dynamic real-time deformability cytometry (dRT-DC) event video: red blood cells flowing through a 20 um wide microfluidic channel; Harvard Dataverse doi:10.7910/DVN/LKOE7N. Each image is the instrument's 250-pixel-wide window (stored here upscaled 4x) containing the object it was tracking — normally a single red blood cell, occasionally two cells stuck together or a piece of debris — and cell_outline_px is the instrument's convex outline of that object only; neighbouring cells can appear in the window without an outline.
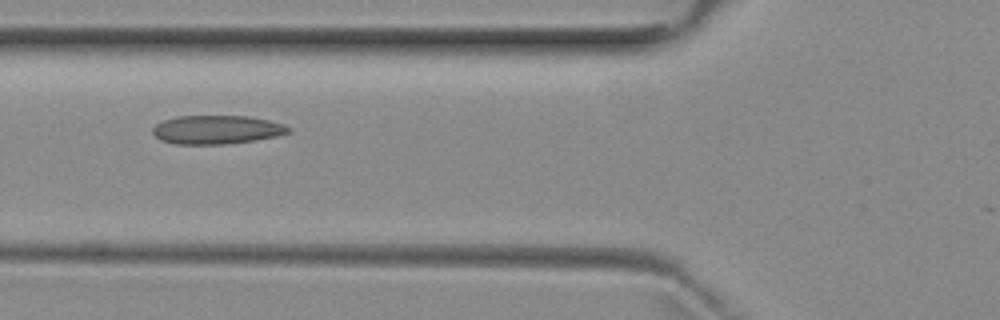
{"species": "common noctule bat (a hibernating species)", "species_latin": "Nyctalus noctula", "temperature_condition": "room temperature", "stored_images_in_passage": 7, "camera_frame_rate_fps": 3000, "um_per_image_px": 0.085, "animal": {"sex": "female", "body_mass_g": 29.2, "forearm_length_mm": 56.3}, "frame": {"image": 1, "passage_image": 5, "time_ms": 4.333, "image_size_px": [1000, 320], "cell_outline_px": [[292, 132], [276, 136], [256, 140], [224, 144], [176, 144], [160, 140], [152, 132], [152, 128], [156, 124], [164, 120], [176, 116], [248, 116], [268, 120], [284, 124], [292, 128]], "centroid_in_image_um": [18.44, 11.02], "position_along_channel_um": 107.4, "area_um2": 22.77}}
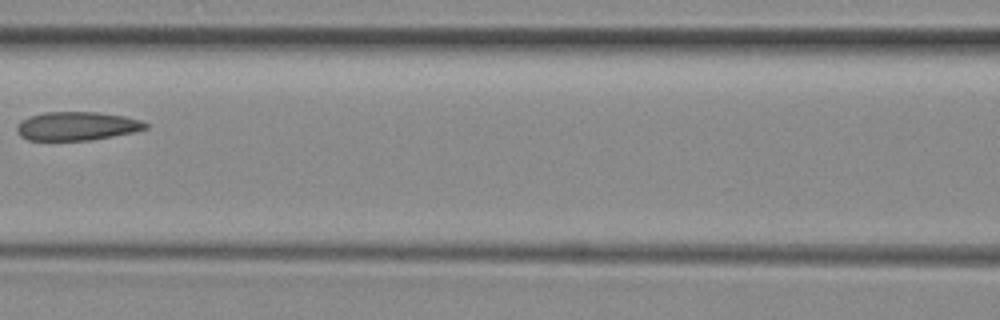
{"frame": {"image": 2, "passage_image": 6, "time_ms": 5.667, "image_size_px": [1000, 320], "cell_outline_px": [[148, 128], [132, 132], [92, 140], [28, 140], [20, 136], [16, 128], [28, 116], [44, 112], [100, 112], [124, 116], [144, 120], [148, 124]], "centroid_in_image_um": [6.57, 10.71], "position_along_channel_um": 160.0, "area_um2": 21.44}}
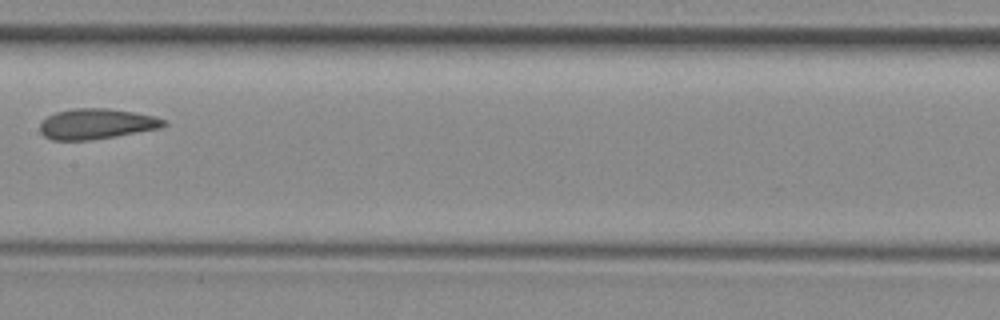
{"frame": {"image": 3, "passage_image": 7, "time_ms": 6.667, "image_size_px": [1000, 320], "cell_outline_px": [[168, 124], [160, 128], [116, 136], [88, 140], [52, 140], [44, 136], [40, 132], [40, 124], [48, 116], [56, 112], [76, 108], [108, 108], [132, 112], [152, 116], [164, 120]], "centroid_in_image_um": [8.18, 10.53], "position_along_channel_um": 199.2, "area_um2": 21.73}}